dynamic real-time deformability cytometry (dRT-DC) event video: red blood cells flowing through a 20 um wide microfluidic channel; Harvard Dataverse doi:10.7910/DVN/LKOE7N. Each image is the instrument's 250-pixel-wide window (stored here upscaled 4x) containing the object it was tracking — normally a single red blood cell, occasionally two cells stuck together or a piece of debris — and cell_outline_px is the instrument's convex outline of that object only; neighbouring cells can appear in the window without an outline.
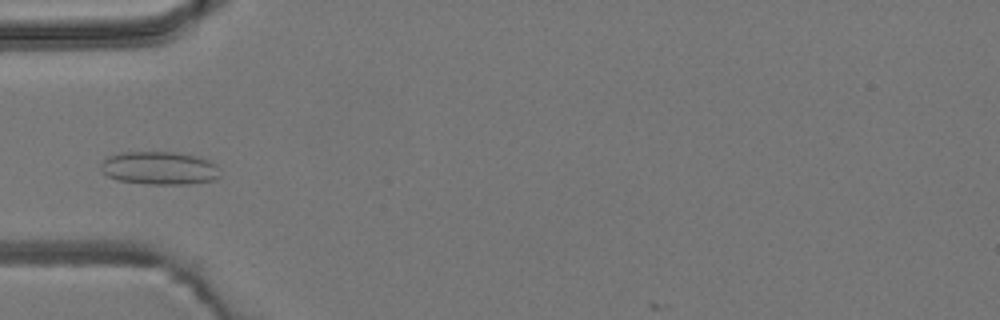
{"species": "common noctule bat (a hibernating species)", "species_latin": "Nyctalus noctula", "temperature_condition": "room temperature", "stored_images_in_passage": 4, "camera_frame_rate_fps": 3000, "um_per_image_px": 0.085, "animal": {"sex": "male", "body_mass_g": 19.2, "forearm_length_mm": 51.8}, "frame": {"image": 1, "passage_image": 3, "time_ms": 3.333, "image_size_px": [1000, 320], "cell_outline_px": [[220, 176], [212, 180], [184, 184], [148, 184], [120, 180], [108, 176], [100, 172], [100, 164], [108, 156], [120, 152], [172, 152], [196, 156], [208, 160], [216, 164], [220, 168]], "centroid_in_image_um": [13.53, 14.28], "position_along_channel_um": 71.5, "area_um2": 23.0}}
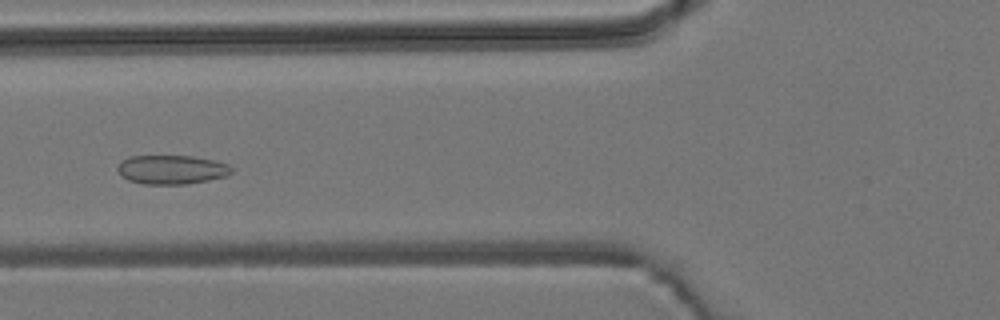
{"frame": {"image": 2, "passage_image": 4, "time_ms": 4.333, "image_size_px": [1000, 320], "cell_outline_px": [[232, 172], [228, 176], [188, 184], [144, 184], [128, 180], [120, 176], [116, 168], [128, 156], [192, 156], [216, 160], [228, 164], [232, 168]], "centroid_in_image_um": [14.61, 14.42], "position_along_channel_um": 111.2, "area_um2": 19.42}}